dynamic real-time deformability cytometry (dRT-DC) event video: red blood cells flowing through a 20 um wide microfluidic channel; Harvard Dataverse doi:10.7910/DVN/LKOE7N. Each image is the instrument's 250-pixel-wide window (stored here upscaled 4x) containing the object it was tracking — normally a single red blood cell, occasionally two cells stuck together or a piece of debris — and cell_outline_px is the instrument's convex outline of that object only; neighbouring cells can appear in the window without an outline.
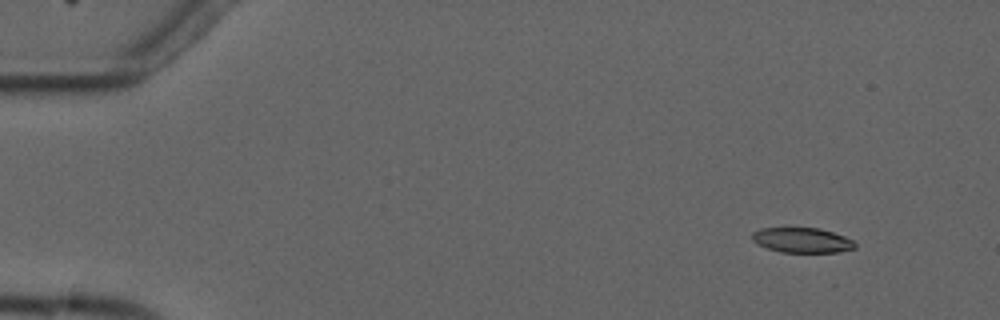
{"species": "common noctule bat (a hibernating species)", "species_latin": "Nyctalus noctula", "temperature_condition": "cold", "stored_images_in_passage": 4, "camera_frame_rate_fps": 3000, "um_per_image_px": 0.085, "animal": {"sex": "male", "forearm_length_mm": 52.5}, "frame": {"image": 1, "passage_image": 1, "time_ms": 0.0, "image_size_px": [1000, 320], "cell_outline_px": [[856, 248], [840, 252], [780, 252], [756, 244], [752, 240], [752, 232], [760, 228], [820, 228], [844, 236], [852, 240], [856, 244]], "centroid_in_image_um": [68.17, 20.42], "position_along_channel_um": 16.8, "area_um2": 15.03}}